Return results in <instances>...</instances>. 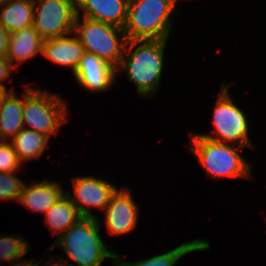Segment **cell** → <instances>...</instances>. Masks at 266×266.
I'll return each instance as SVG.
<instances>
[{
	"label": "cell",
	"mask_w": 266,
	"mask_h": 266,
	"mask_svg": "<svg viewBox=\"0 0 266 266\" xmlns=\"http://www.w3.org/2000/svg\"><path fill=\"white\" fill-rule=\"evenodd\" d=\"M166 44L167 39L127 41L124 52L128 56L123 55L116 71H126L139 96L151 98L159 90Z\"/></svg>",
	"instance_id": "1"
},
{
	"label": "cell",
	"mask_w": 266,
	"mask_h": 266,
	"mask_svg": "<svg viewBox=\"0 0 266 266\" xmlns=\"http://www.w3.org/2000/svg\"><path fill=\"white\" fill-rule=\"evenodd\" d=\"M102 220L96 217H82L67 229L47 249L60 247L73 260L75 266H101L103 260L112 259L115 262L114 250H108L100 235Z\"/></svg>",
	"instance_id": "2"
},
{
	"label": "cell",
	"mask_w": 266,
	"mask_h": 266,
	"mask_svg": "<svg viewBox=\"0 0 266 266\" xmlns=\"http://www.w3.org/2000/svg\"><path fill=\"white\" fill-rule=\"evenodd\" d=\"M241 146L213 141L193 132L189 150L195 155L208 176L220 178H250L252 166L242 157Z\"/></svg>",
	"instance_id": "3"
},
{
	"label": "cell",
	"mask_w": 266,
	"mask_h": 266,
	"mask_svg": "<svg viewBox=\"0 0 266 266\" xmlns=\"http://www.w3.org/2000/svg\"><path fill=\"white\" fill-rule=\"evenodd\" d=\"M175 7L174 0H129L123 28L127 40L168 39Z\"/></svg>",
	"instance_id": "4"
},
{
	"label": "cell",
	"mask_w": 266,
	"mask_h": 266,
	"mask_svg": "<svg viewBox=\"0 0 266 266\" xmlns=\"http://www.w3.org/2000/svg\"><path fill=\"white\" fill-rule=\"evenodd\" d=\"M25 87V93L22 94L23 126L50 139L68 121L66 103L55 93L37 90L28 85Z\"/></svg>",
	"instance_id": "5"
},
{
	"label": "cell",
	"mask_w": 266,
	"mask_h": 266,
	"mask_svg": "<svg viewBox=\"0 0 266 266\" xmlns=\"http://www.w3.org/2000/svg\"><path fill=\"white\" fill-rule=\"evenodd\" d=\"M74 33L86 53L96 55L115 68L119 66L128 41L123 28L76 16Z\"/></svg>",
	"instance_id": "6"
},
{
	"label": "cell",
	"mask_w": 266,
	"mask_h": 266,
	"mask_svg": "<svg viewBox=\"0 0 266 266\" xmlns=\"http://www.w3.org/2000/svg\"><path fill=\"white\" fill-rule=\"evenodd\" d=\"M213 111L214 133L198 134L213 141L253 148L249 140V124L244 114L228 93L231 84L223 83Z\"/></svg>",
	"instance_id": "7"
},
{
	"label": "cell",
	"mask_w": 266,
	"mask_h": 266,
	"mask_svg": "<svg viewBox=\"0 0 266 266\" xmlns=\"http://www.w3.org/2000/svg\"><path fill=\"white\" fill-rule=\"evenodd\" d=\"M33 26L44 39H53L74 32L76 0H35Z\"/></svg>",
	"instance_id": "8"
},
{
	"label": "cell",
	"mask_w": 266,
	"mask_h": 266,
	"mask_svg": "<svg viewBox=\"0 0 266 266\" xmlns=\"http://www.w3.org/2000/svg\"><path fill=\"white\" fill-rule=\"evenodd\" d=\"M72 185L73 196L70 195V191L65 193L82 217H96L92 214L91 208L103 211L117 190L115 185L94 176H77L72 179Z\"/></svg>",
	"instance_id": "9"
},
{
	"label": "cell",
	"mask_w": 266,
	"mask_h": 266,
	"mask_svg": "<svg viewBox=\"0 0 266 266\" xmlns=\"http://www.w3.org/2000/svg\"><path fill=\"white\" fill-rule=\"evenodd\" d=\"M127 187L117 189L111 196L105 212L106 229L111 235L120 236L131 232L137 225L139 206Z\"/></svg>",
	"instance_id": "10"
},
{
	"label": "cell",
	"mask_w": 266,
	"mask_h": 266,
	"mask_svg": "<svg viewBox=\"0 0 266 266\" xmlns=\"http://www.w3.org/2000/svg\"><path fill=\"white\" fill-rule=\"evenodd\" d=\"M73 75L81 87L94 93L109 90L117 78V71L105 60L85 52Z\"/></svg>",
	"instance_id": "11"
},
{
	"label": "cell",
	"mask_w": 266,
	"mask_h": 266,
	"mask_svg": "<svg viewBox=\"0 0 266 266\" xmlns=\"http://www.w3.org/2000/svg\"><path fill=\"white\" fill-rule=\"evenodd\" d=\"M129 0H76V13L82 17L124 28Z\"/></svg>",
	"instance_id": "12"
},
{
	"label": "cell",
	"mask_w": 266,
	"mask_h": 266,
	"mask_svg": "<svg viewBox=\"0 0 266 266\" xmlns=\"http://www.w3.org/2000/svg\"><path fill=\"white\" fill-rule=\"evenodd\" d=\"M69 35L44 40L41 54L58 65L70 67L74 74L85 50L74 32Z\"/></svg>",
	"instance_id": "13"
},
{
	"label": "cell",
	"mask_w": 266,
	"mask_h": 266,
	"mask_svg": "<svg viewBox=\"0 0 266 266\" xmlns=\"http://www.w3.org/2000/svg\"><path fill=\"white\" fill-rule=\"evenodd\" d=\"M62 188L61 183L49 179H44L42 182L35 180L30 186H27L25 181L18 203L32 212L45 214L65 194Z\"/></svg>",
	"instance_id": "14"
},
{
	"label": "cell",
	"mask_w": 266,
	"mask_h": 266,
	"mask_svg": "<svg viewBox=\"0 0 266 266\" xmlns=\"http://www.w3.org/2000/svg\"><path fill=\"white\" fill-rule=\"evenodd\" d=\"M44 39L33 25L9 34L7 60L16 68L23 62L42 53ZM14 60L17 61L14 63Z\"/></svg>",
	"instance_id": "15"
},
{
	"label": "cell",
	"mask_w": 266,
	"mask_h": 266,
	"mask_svg": "<svg viewBox=\"0 0 266 266\" xmlns=\"http://www.w3.org/2000/svg\"><path fill=\"white\" fill-rule=\"evenodd\" d=\"M209 248L210 242L203 239H195L193 241L182 243L166 253L155 255L147 259H141L136 262L123 261V256L116 254L113 266H174L176 262L186 254L197 251H206L209 250Z\"/></svg>",
	"instance_id": "16"
},
{
	"label": "cell",
	"mask_w": 266,
	"mask_h": 266,
	"mask_svg": "<svg viewBox=\"0 0 266 266\" xmlns=\"http://www.w3.org/2000/svg\"><path fill=\"white\" fill-rule=\"evenodd\" d=\"M0 102V141H11L23 128V97L9 89Z\"/></svg>",
	"instance_id": "17"
},
{
	"label": "cell",
	"mask_w": 266,
	"mask_h": 266,
	"mask_svg": "<svg viewBox=\"0 0 266 266\" xmlns=\"http://www.w3.org/2000/svg\"><path fill=\"white\" fill-rule=\"evenodd\" d=\"M34 7V2L6 0L0 7V23L9 34L29 27L33 25Z\"/></svg>",
	"instance_id": "18"
},
{
	"label": "cell",
	"mask_w": 266,
	"mask_h": 266,
	"mask_svg": "<svg viewBox=\"0 0 266 266\" xmlns=\"http://www.w3.org/2000/svg\"><path fill=\"white\" fill-rule=\"evenodd\" d=\"M45 216V223L56 235V240L82 218L66 193L45 212Z\"/></svg>",
	"instance_id": "19"
},
{
	"label": "cell",
	"mask_w": 266,
	"mask_h": 266,
	"mask_svg": "<svg viewBox=\"0 0 266 266\" xmlns=\"http://www.w3.org/2000/svg\"><path fill=\"white\" fill-rule=\"evenodd\" d=\"M50 139L33 130L23 128L10 142L21 163L40 158Z\"/></svg>",
	"instance_id": "20"
},
{
	"label": "cell",
	"mask_w": 266,
	"mask_h": 266,
	"mask_svg": "<svg viewBox=\"0 0 266 266\" xmlns=\"http://www.w3.org/2000/svg\"><path fill=\"white\" fill-rule=\"evenodd\" d=\"M27 241L22 237L12 235L0 236V261L12 262L20 259L29 252Z\"/></svg>",
	"instance_id": "21"
},
{
	"label": "cell",
	"mask_w": 266,
	"mask_h": 266,
	"mask_svg": "<svg viewBox=\"0 0 266 266\" xmlns=\"http://www.w3.org/2000/svg\"><path fill=\"white\" fill-rule=\"evenodd\" d=\"M25 181L19 179L15 172H0V200H19Z\"/></svg>",
	"instance_id": "22"
},
{
	"label": "cell",
	"mask_w": 266,
	"mask_h": 266,
	"mask_svg": "<svg viewBox=\"0 0 266 266\" xmlns=\"http://www.w3.org/2000/svg\"><path fill=\"white\" fill-rule=\"evenodd\" d=\"M22 167L10 141H0V172H18Z\"/></svg>",
	"instance_id": "23"
},
{
	"label": "cell",
	"mask_w": 266,
	"mask_h": 266,
	"mask_svg": "<svg viewBox=\"0 0 266 266\" xmlns=\"http://www.w3.org/2000/svg\"><path fill=\"white\" fill-rule=\"evenodd\" d=\"M15 67L7 60L6 57H0V84L11 76V71Z\"/></svg>",
	"instance_id": "24"
},
{
	"label": "cell",
	"mask_w": 266,
	"mask_h": 266,
	"mask_svg": "<svg viewBox=\"0 0 266 266\" xmlns=\"http://www.w3.org/2000/svg\"><path fill=\"white\" fill-rule=\"evenodd\" d=\"M9 33L0 23V57H6Z\"/></svg>",
	"instance_id": "25"
},
{
	"label": "cell",
	"mask_w": 266,
	"mask_h": 266,
	"mask_svg": "<svg viewBox=\"0 0 266 266\" xmlns=\"http://www.w3.org/2000/svg\"><path fill=\"white\" fill-rule=\"evenodd\" d=\"M51 260L47 261L46 266H73L74 264H70L68 259H61L59 258L56 262L54 261V258H50ZM61 259V260H60ZM60 260V261H59ZM50 263V264H49ZM37 266L39 265V262L37 263ZM45 266V265H44Z\"/></svg>",
	"instance_id": "26"
},
{
	"label": "cell",
	"mask_w": 266,
	"mask_h": 266,
	"mask_svg": "<svg viewBox=\"0 0 266 266\" xmlns=\"http://www.w3.org/2000/svg\"><path fill=\"white\" fill-rule=\"evenodd\" d=\"M12 266H37V262L33 263V261L23 259V261H18V263H14V265L12 264Z\"/></svg>",
	"instance_id": "27"
},
{
	"label": "cell",
	"mask_w": 266,
	"mask_h": 266,
	"mask_svg": "<svg viewBox=\"0 0 266 266\" xmlns=\"http://www.w3.org/2000/svg\"><path fill=\"white\" fill-rule=\"evenodd\" d=\"M9 92L4 84H0V102Z\"/></svg>",
	"instance_id": "28"
},
{
	"label": "cell",
	"mask_w": 266,
	"mask_h": 266,
	"mask_svg": "<svg viewBox=\"0 0 266 266\" xmlns=\"http://www.w3.org/2000/svg\"><path fill=\"white\" fill-rule=\"evenodd\" d=\"M6 0H0V7L2 6V4L5 2Z\"/></svg>",
	"instance_id": "29"
},
{
	"label": "cell",
	"mask_w": 266,
	"mask_h": 266,
	"mask_svg": "<svg viewBox=\"0 0 266 266\" xmlns=\"http://www.w3.org/2000/svg\"><path fill=\"white\" fill-rule=\"evenodd\" d=\"M23 1L34 2L35 0H23Z\"/></svg>",
	"instance_id": "30"
}]
</instances>
